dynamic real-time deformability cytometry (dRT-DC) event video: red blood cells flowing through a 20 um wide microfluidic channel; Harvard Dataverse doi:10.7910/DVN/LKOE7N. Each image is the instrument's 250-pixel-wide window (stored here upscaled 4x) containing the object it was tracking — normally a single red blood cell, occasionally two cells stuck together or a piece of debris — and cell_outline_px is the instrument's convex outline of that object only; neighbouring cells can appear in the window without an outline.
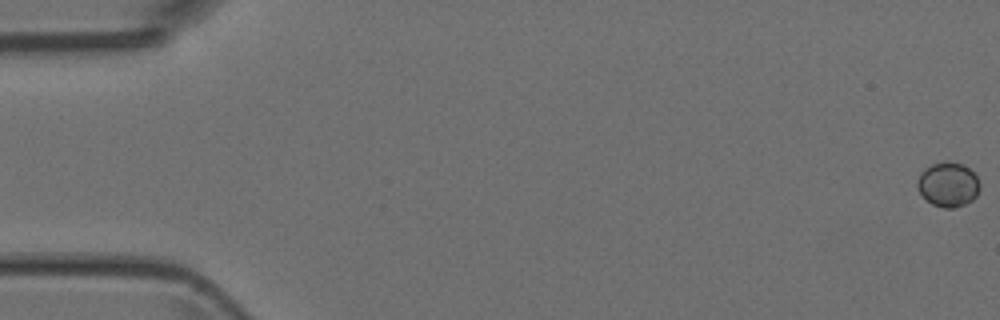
{"species": "Egyptian fruit bat (a non-hibernating species)", "species_latin": "Rousettus aegyptiacus", "temperature_condition": "room temperature", "stored_images_in_passage": 7, "camera_frame_rate_fps": 3000, "um_per_image_px": 0.085, "animal": {"sex": "female"}, "frame": {"image": 1, "passage_image": 1, "time_ms": 0.0, "image_size_px": [1000, 320], "cell_outline_px": [[980, 188], [976, 196], [972, 200], [956, 208], [944, 208], [932, 204], [920, 192], [916, 184], [916, 180], [920, 172], [924, 168], [932, 164], [948, 160], [964, 164], [976, 176], [980, 184]], "centroid_in_image_um": [80.58, 15.66], "position_along_channel_um": 4.4, "area_um2": 16.36}}
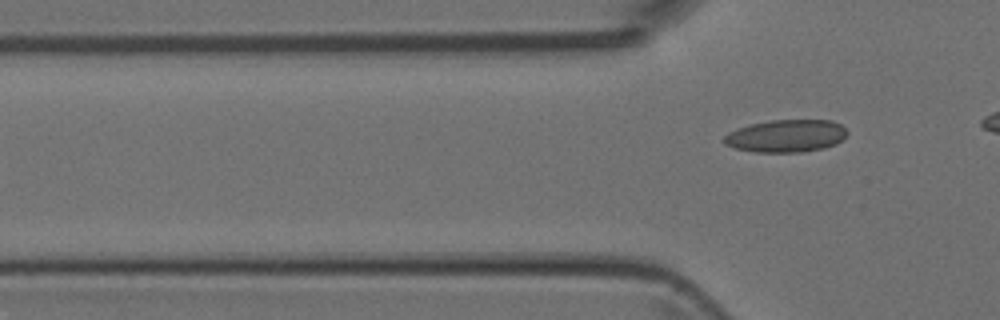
{"frame": {"image": 2, "passage_image": 7, "time_ms": 7.0, "image_size_px": [1000, 320], "cell_outline_px": [[848, 132], [836, 144], [824, 148], [800, 152], [756, 152], [736, 148], [724, 144], [724, 136], [728, 132], [752, 124], [772, 120], [832, 120], [840, 124]], "centroid_in_image_um": [66.83, 11.55], "position_along_channel_um": 59.0, "area_um2": 23.12}}